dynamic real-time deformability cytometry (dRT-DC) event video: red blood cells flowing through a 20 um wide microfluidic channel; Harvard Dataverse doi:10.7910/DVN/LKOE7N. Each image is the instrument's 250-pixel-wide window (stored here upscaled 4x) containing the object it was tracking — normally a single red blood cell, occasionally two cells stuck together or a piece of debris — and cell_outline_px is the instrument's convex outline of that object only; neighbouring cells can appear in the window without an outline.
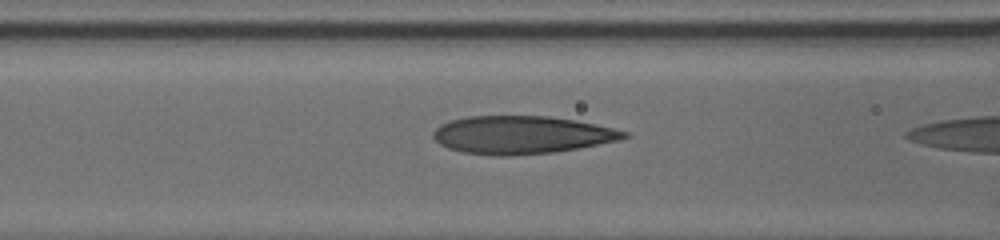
{"species": "human", "species_latin": "Homo sapiens", "temperature_condition": "cold", "stored_images_in_passage": 10, "camera_frame_rate_fps": 3000, "um_per_image_px": 0.085, "donor": {"sex": "male"}, "frame": {"image": 1, "passage_image": 7, "time_ms": 1.667, "image_size_px": [1000, 240], "cell_outline_px": [[628, 136], [620, 140], [576, 148], [552, 152], [504, 156], [492, 156], [464, 152], [448, 148], [440, 144], [432, 136], [432, 132], [440, 124], [452, 120], [468, 116], [548, 116], [596, 124], [628, 132]], "centroid_in_image_um": [44.3, 11.46], "position_along_channel_um": 122.3, "area_um2": 41.85}}